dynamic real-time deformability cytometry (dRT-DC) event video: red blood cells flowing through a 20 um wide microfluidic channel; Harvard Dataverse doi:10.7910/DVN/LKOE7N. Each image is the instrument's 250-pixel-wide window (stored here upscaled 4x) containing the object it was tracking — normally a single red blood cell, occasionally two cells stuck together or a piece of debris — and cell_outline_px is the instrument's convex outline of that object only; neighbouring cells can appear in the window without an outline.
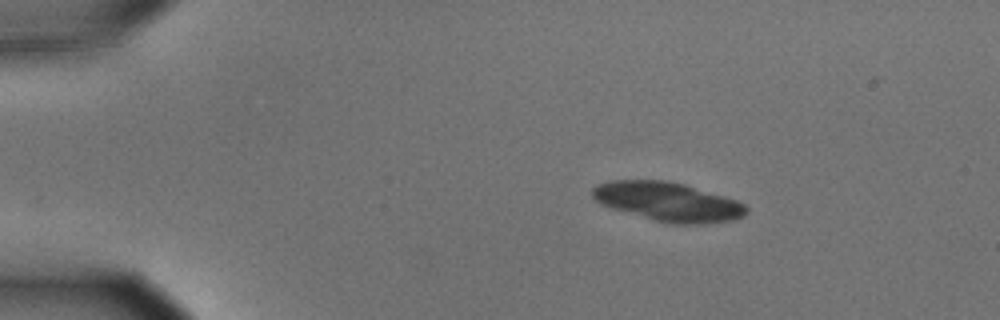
{"species": "common noctule bat (a hibernating species)", "species_latin": "Nyctalus noctula", "temperature_condition": "cold", "stored_images_in_passage": 26, "camera_frame_rate_fps": 3000, "um_per_image_px": 0.085, "animal": {"sex": "male", "body_mass_g": 15.6}, "frame": {"image": 1, "passage_image": 1, "time_ms": 0.0, "image_size_px": [1000, 320], "cell_outline_px": [[748, 212], [744, 216], [732, 220], [700, 224], [668, 224], [612, 208], [600, 204], [592, 196], [592, 188], [600, 184], [612, 180], [664, 180], [684, 184], [724, 196], [736, 200], [744, 204], [748, 208]], "centroid_in_image_um": [56.79, 17.15], "position_along_channel_um": 28.2, "area_um2": 34.85}}
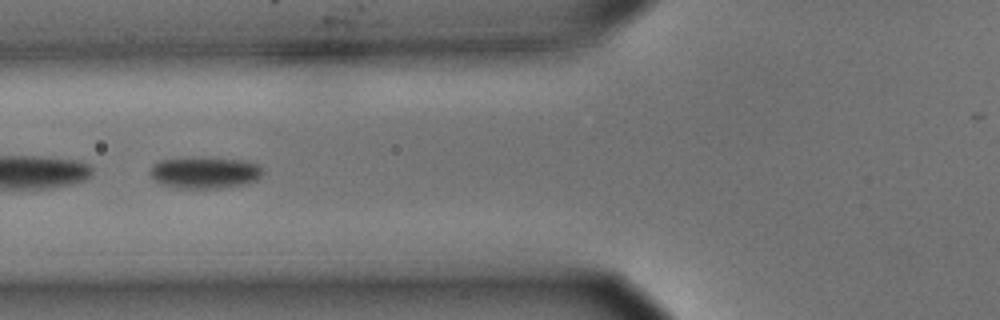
{"frame": {"image": 2, "passage_image": 14, "time_ms": 4.333, "image_size_px": [1000, 320], "cell_outline_px": [[264, 172], [256, 180], [248, 184], [220, 188], [176, 188], [160, 184], [148, 172], [152, 164], [160, 160], [188, 156], [208, 156], [240, 160], [256, 164]], "centroid_in_image_um": [17.36, 14.65], "position_along_channel_um": 108.4, "area_um2": 21.33}}
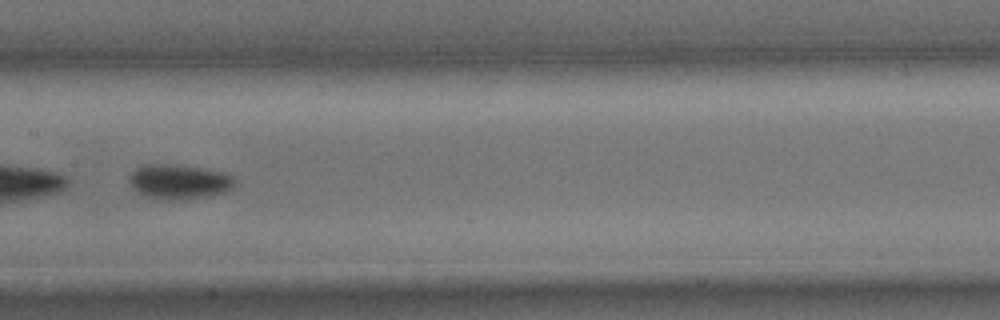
{"frame": {"image": 3, "passage_image": 21, "time_ms": 6.667, "image_size_px": [1000, 320], "cell_outline_px": [[236, 180], [232, 188], [224, 192], [212, 196], [168, 200], [156, 200], [132, 188], [128, 180], [128, 176], [136, 168], [144, 164], [172, 164], [204, 168], [224, 172], [232, 176]], "centroid_in_image_um": [15.21, 15.44], "position_along_channel_um": 192.2, "area_um2": 21.5}}